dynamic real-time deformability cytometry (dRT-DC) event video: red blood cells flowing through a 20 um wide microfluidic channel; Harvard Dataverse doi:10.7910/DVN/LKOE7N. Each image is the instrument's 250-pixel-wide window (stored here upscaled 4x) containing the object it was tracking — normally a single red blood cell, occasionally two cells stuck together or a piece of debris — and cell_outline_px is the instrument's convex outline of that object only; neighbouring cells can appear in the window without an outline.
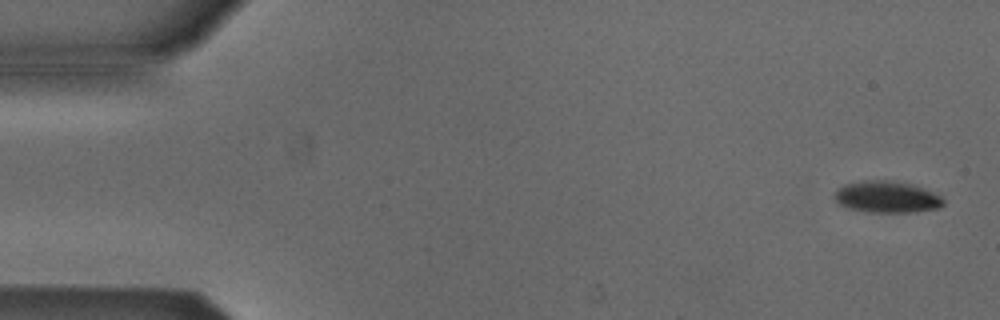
{"species": "Egyptian fruit bat (a non-hibernating species)", "species_latin": "Rousettus aegyptiacus", "temperature_condition": "cold", "stored_images_in_passage": 6, "camera_frame_rate_fps": 3000, "um_per_image_px": 0.085, "animal": {"sex": "male"}, "frame": {"image": 1, "passage_image": 1, "time_ms": 0.0, "image_size_px": [1000, 320], "cell_outline_px": [[944, 204], [940, 208], [916, 212], [868, 212], [848, 208], [840, 204], [836, 200], [836, 192], [844, 184], [864, 180], [892, 180], [912, 184], [932, 192], [940, 196], [944, 200]], "centroid_in_image_um": [75.42, 16.74], "position_along_channel_um": 9.6, "area_um2": 20.0}}
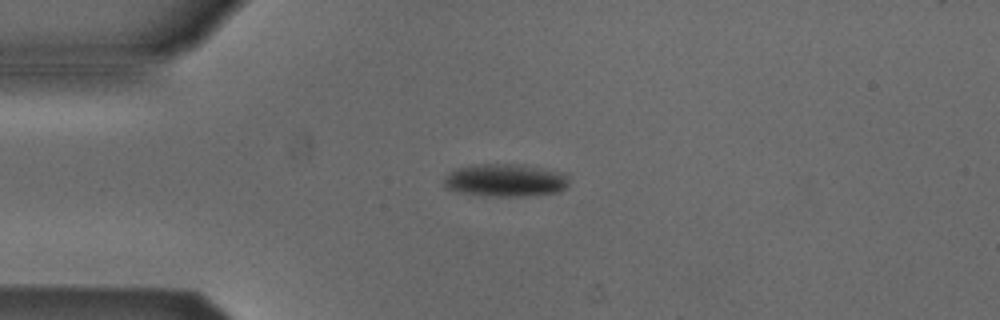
{"frame": {"image": 2, "passage_image": 4, "time_ms": 3.667, "image_size_px": [1000, 320], "cell_outline_px": [[568, 184], [560, 192], [524, 196], [488, 196], [460, 192], [448, 188], [444, 184], [444, 176], [448, 172], [456, 168], [480, 164], [524, 164], [564, 172], [568, 176]], "centroid_in_image_um": [42.98, 15.31], "position_along_channel_um": 42.0, "area_um2": 24.04}}
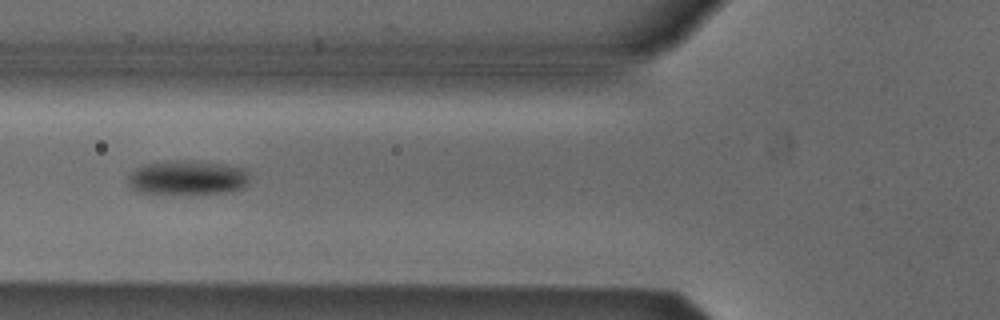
{"frame": {"image": 3, "passage_image": 6, "time_ms": 6.0, "image_size_px": [1000, 320], "cell_outline_px": [[248, 184], [244, 188], [232, 192], [200, 196], [156, 196], [136, 192], [128, 184], [128, 172], [140, 164], [156, 160], [196, 160], [228, 164], [244, 168], [248, 176]], "centroid_in_image_um": [15.86, 15.15], "position_along_channel_um": 109.9, "area_um2": 26.76}}